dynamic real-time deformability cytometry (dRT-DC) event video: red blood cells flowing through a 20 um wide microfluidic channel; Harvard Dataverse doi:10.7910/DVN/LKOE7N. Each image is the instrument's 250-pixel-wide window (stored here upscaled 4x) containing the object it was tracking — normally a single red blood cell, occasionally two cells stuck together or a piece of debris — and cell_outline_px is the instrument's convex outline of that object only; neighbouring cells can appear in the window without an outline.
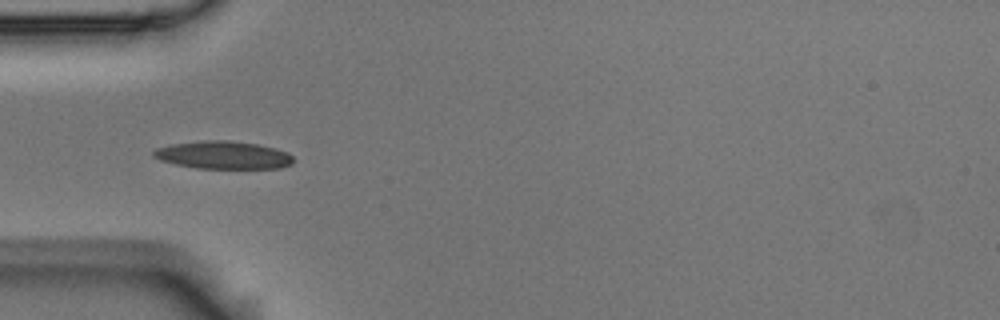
{"species": "Egyptian fruit bat (a non-hibernating species)", "species_latin": "Rousettus aegyptiacus", "temperature_condition": "room temperature", "stored_images_in_passage": 7, "camera_frame_rate_fps": 3000, "um_per_image_px": 0.085, "animal": {"sex": "male"}, "frame": {"image": 1, "passage_image": 1, "time_ms": 0.0, "image_size_px": [1000, 320], "cell_outline_px": [[292, 164], [280, 168], [196, 168], [176, 164], [160, 160], [152, 156], [152, 152], [156, 148], [168, 144], [204, 140], [228, 140], [256, 144], [276, 148], [288, 152], [292, 156]], "centroid_in_image_um": [18.95, 13.17], "position_along_channel_um": 66.1, "area_um2": 22.72}}
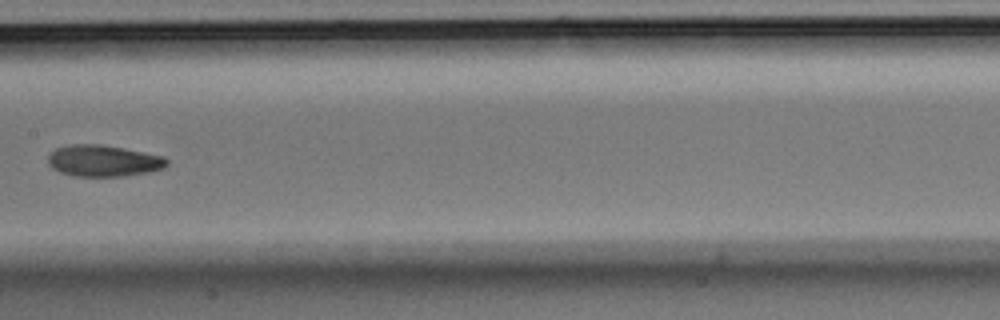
{"frame": {"image": 2, "passage_image": 4, "time_ms": 1.0, "image_size_px": [1000, 320], "cell_outline_px": [[168, 164], [164, 168], [148, 172], [120, 176], [72, 176], [60, 172], [52, 168], [48, 164], [48, 156], [56, 148], [72, 144], [100, 144], [164, 156], [168, 160]], "centroid_in_image_um": [8.78, 13.67], "position_along_channel_um": 198.6, "area_um2": 21.68}}
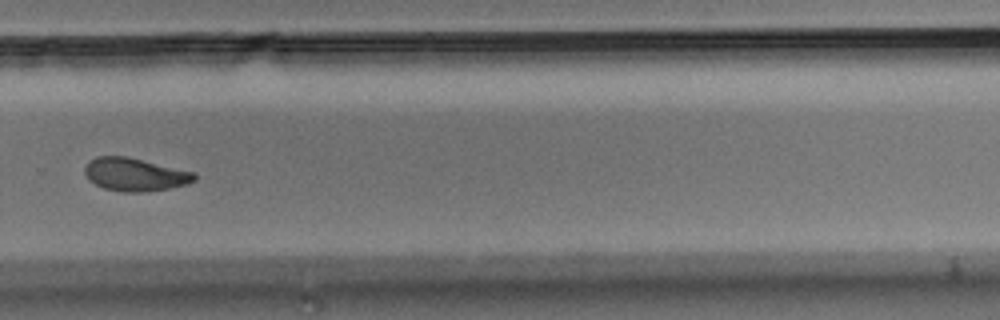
{"frame": {"image": 3, "passage_image": 7, "time_ms": 2.0, "image_size_px": [1000, 320], "cell_outline_px": [[196, 180], [188, 184], [168, 188], [140, 192], [124, 192], [104, 188], [88, 180], [84, 172], [84, 168], [88, 160], [96, 156], [128, 156], [196, 172]], "centroid_in_image_um": [11.47, 14.81], "position_along_channel_um": 318.3, "area_um2": 21.33}}